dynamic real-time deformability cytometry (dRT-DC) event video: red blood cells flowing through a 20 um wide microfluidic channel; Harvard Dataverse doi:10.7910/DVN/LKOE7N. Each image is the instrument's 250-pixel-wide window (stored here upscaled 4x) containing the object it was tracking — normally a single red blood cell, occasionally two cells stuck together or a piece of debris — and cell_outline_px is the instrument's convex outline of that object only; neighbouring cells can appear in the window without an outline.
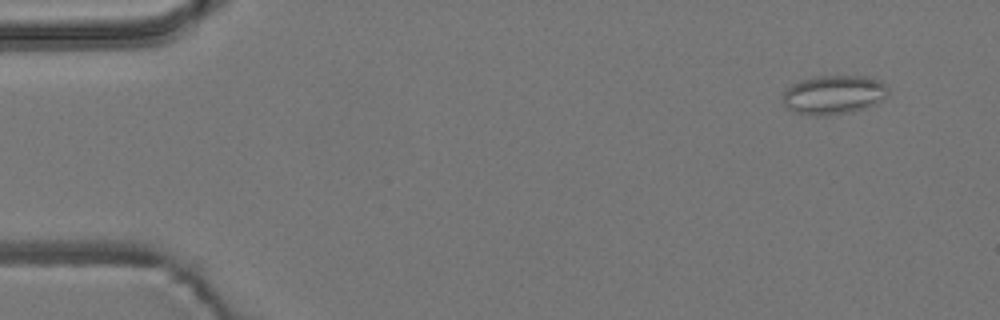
{"species": "common noctule bat (a hibernating species)", "species_latin": "Nyctalus noctula", "temperature_condition": "room temperature", "stored_images_in_passage": 6, "camera_frame_rate_fps": 3000, "um_per_image_px": 0.085, "animal": {"sex": "male", "body_mass_g": 19.2, "forearm_length_mm": 51.8}, "frame": {"image": 1, "passage_image": 1, "time_ms": 0.0, "image_size_px": [1000, 320], "cell_outline_px": [[888, 92], [884, 96], [872, 104], [864, 108], [852, 112], [824, 116], [816, 116], [792, 112], [784, 104], [784, 92], [792, 84], [800, 80], [812, 76], [864, 76], [880, 80], [888, 88]], "centroid_in_image_um": [70.82, 8.05], "position_along_channel_um": 14.2, "area_um2": 23.81}}
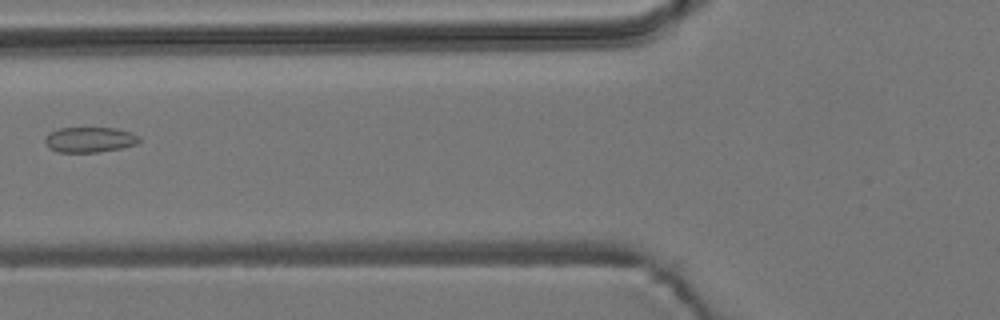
{"frame": {"image": 2, "passage_image": 6, "time_ms": 5.667, "image_size_px": [1000, 320], "cell_outline_px": [[140, 140], [136, 144], [120, 148], [96, 152], [60, 152], [48, 148], [44, 140], [52, 132], [60, 128], [116, 128], [132, 132], [140, 136]], "centroid_in_image_um": [7.66, 11.87], "position_along_channel_um": 118.1, "area_um2": 13.76}}